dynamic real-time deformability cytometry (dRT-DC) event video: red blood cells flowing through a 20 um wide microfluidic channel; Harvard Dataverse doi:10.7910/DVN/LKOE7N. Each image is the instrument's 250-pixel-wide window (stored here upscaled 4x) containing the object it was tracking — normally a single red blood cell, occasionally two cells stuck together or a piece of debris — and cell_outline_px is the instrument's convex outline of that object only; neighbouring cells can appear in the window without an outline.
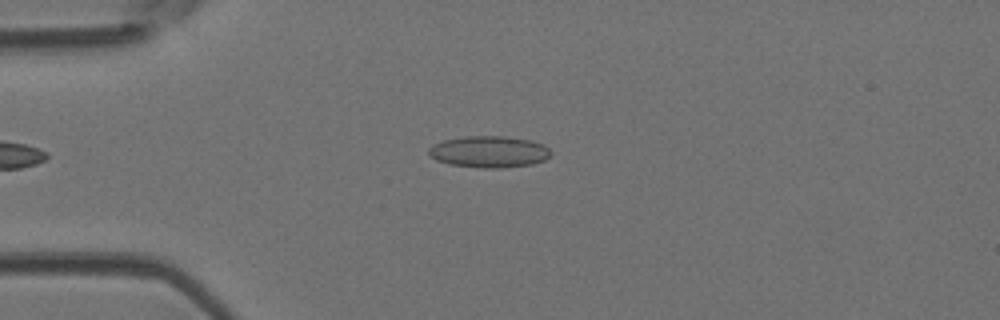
{"species": "Egyptian fruit bat (a non-hibernating species)", "species_latin": "Rousettus aegyptiacus", "temperature_condition": "room temperature", "stored_images_in_passage": 6, "camera_frame_rate_fps": 3000, "um_per_image_px": 0.085, "animal": {"sex": "female"}, "frame": {"image": 1, "passage_image": 3, "time_ms": 0.667, "image_size_px": [1000, 320], "cell_outline_px": [[552, 152], [544, 160], [532, 164], [500, 168], [484, 168], [452, 164], [436, 160], [428, 156], [428, 148], [432, 144], [444, 140], [464, 136], [504, 136], [532, 140], [544, 144]], "centroid_in_image_um": [41.56, 12.89], "position_along_channel_um": 43.4, "area_um2": 22.54}}
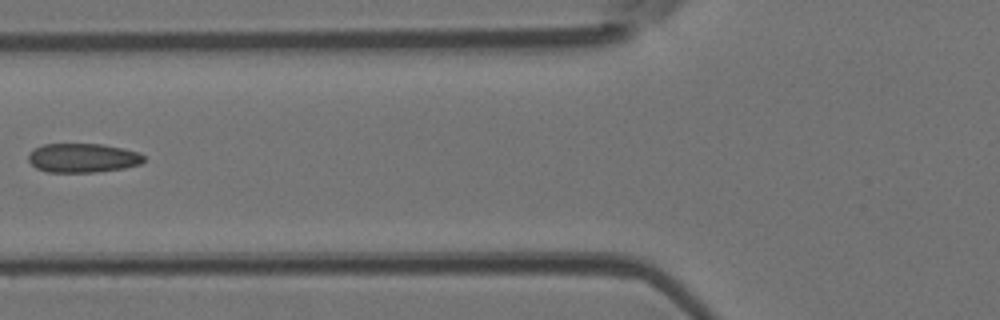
{"frame": {"image": 2, "passage_image": 5, "time_ms": 1.333, "image_size_px": [1000, 320], "cell_outline_px": [[144, 160], [140, 164], [124, 168], [96, 172], [48, 172], [36, 168], [28, 160], [28, 152], [32, 148], [44, 144], [104, 144], [140, 152], [144, 156]], "centroid_in_image_um": [7.02, 13.42], "position_along_channel_um": 118.8, "area_um2": 19.77}}
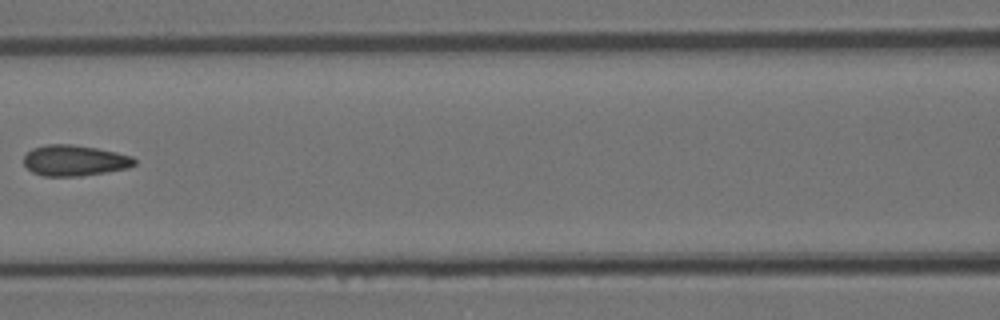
{"frame": {"image": 3, "passage_image": 6, "time_ms": 1.667, "image_size_px": [1000, 320], "cell_outline_px": [[136, 164], [128, 168], [80, 176], [44, 176], [32, 172], [24, 164], [24, 156], [32, 148], [44, 144], [72, 144], [96, 148], [116, 152], [132, 156], [136, 160]], "centroid_in_image_um": [6.33, 13.63], "position_along_channel_um": 160.3, "area_um2": 19.88}}